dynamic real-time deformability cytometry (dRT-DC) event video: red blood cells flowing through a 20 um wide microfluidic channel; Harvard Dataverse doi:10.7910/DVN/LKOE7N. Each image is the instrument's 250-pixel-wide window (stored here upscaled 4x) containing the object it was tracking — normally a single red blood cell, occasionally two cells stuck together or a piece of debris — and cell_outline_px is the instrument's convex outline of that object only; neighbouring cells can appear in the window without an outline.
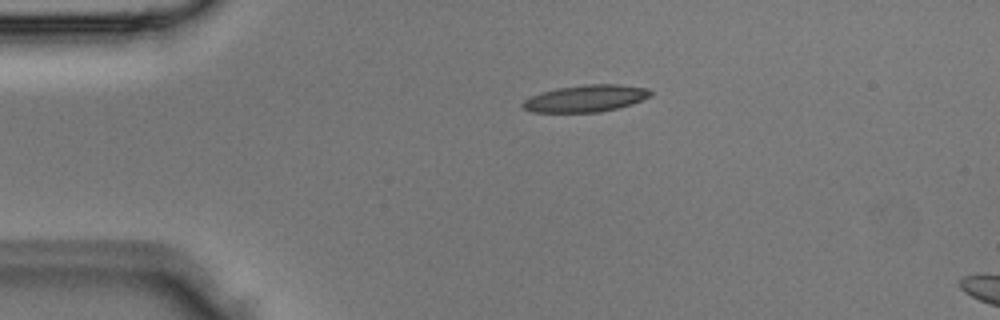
{"species": "Egyptian fruit bat (a non-hibernating species)", "species_latin": "Rousettus aegyptiacus", "temperature_condition": "room temperature", "stored_images_in_passage": 2, "camera_frame_rate_fps": 3000, "um_per_image_px": 0.085, "animal": {"sex": "male"}, "frame": {"image": 1, "passage_image": 1, "time_ms": 0.0, "image_size_px": [1000, 320], "cell_outline_px": [[652, 96], [632, 104], [600, 112], [532, 112], [524, 108], [520, 104], [524, 100], [540, 92], [556, 88], [584, 84], [616, 84], [648, 88], [652, 92]], "centroid_in_image_um": [49.79, 8.36], "position_along_channel_um": 35.2, "area_um2": 20.11}}